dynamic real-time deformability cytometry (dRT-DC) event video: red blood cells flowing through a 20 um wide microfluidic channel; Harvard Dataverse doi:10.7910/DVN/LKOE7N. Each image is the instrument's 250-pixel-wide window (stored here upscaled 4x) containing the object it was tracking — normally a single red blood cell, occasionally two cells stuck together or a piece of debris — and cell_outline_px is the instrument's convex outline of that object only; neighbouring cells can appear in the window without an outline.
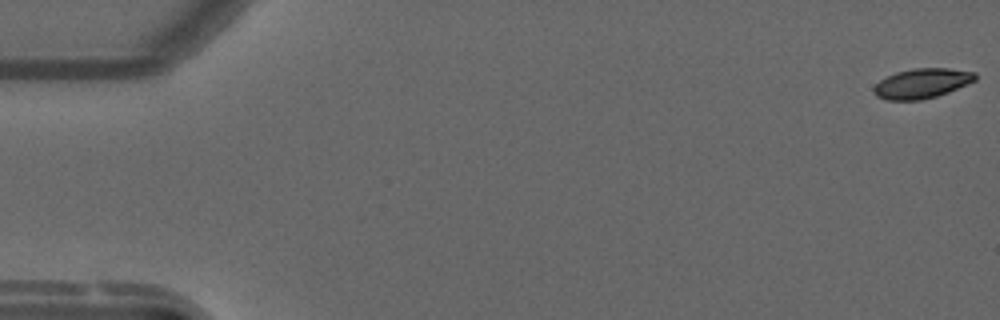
{"species": "common noctule bat (a hibernating species)", "species_latin": "Nyctalus noctula", "temperature_condition": "warm", "stored_images_in_passage": 55, "camera_frame_rate_fps": 3000, "um_per_image_px": 0.085, "animal": {"sex": "male", "forearm_length_mm": 52.5}, "frame": {"image": 1, "passage_image": 1, "time_ms": 0.0, "image_size_px": [1000, 320], "cell_outline_px": [[976, 80], [948, 92], [936, 96], [920, 100], [888, 100], [876, 96], [872, 88], [880, 80], [896, 72], [912, 68], [948, 68], [976, 72]], "centroid_in_image_um": [78.36, 7.08], "position_along_channel_um": 6.6, "area_um2": 17.57}}
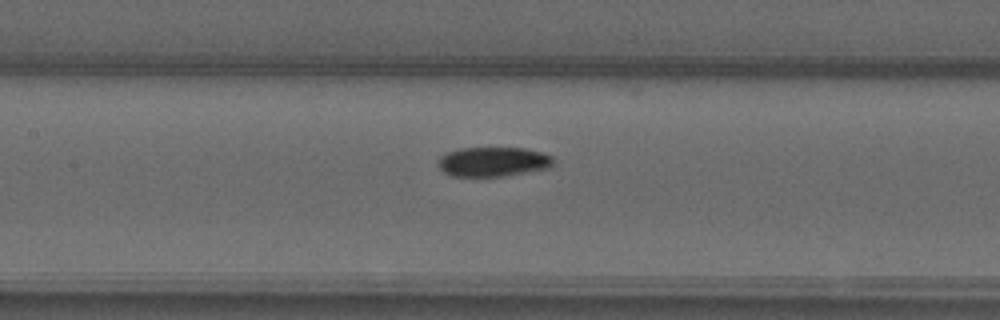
{"frame": {"image": 2, "passage_image": 26, "time_ms": 8.333, "image_size_px": [1000, 320], "cell_outline_px": [[556, 160], [552, 168], [504, 176], [452, 176], [444, 172], [440, 168], [440, 156], [448, 152], [460, 148], [524, 148], [544, 152], [552, 156]], "centroid_in_image_um": [42.01, 13.75], "position_along_channel_um": 165.4, "area_um2": 20.0}}
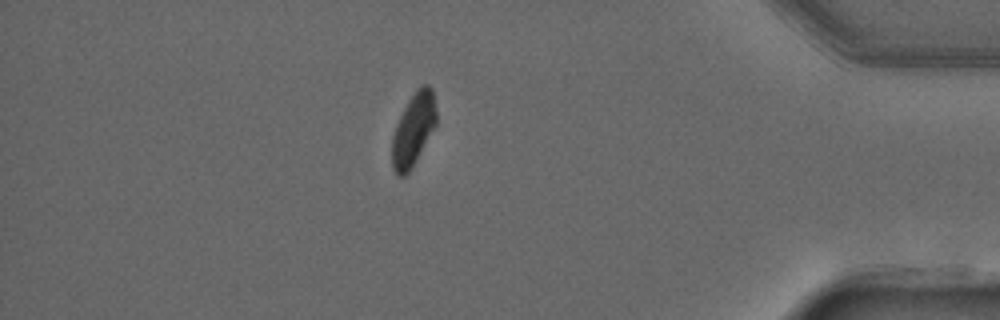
{"frame": {"image": 3, "passage_image": 48, "time_ms": 15.667, "image_size_px": [1000, 320], "cell_outline_px": [[436, 124], [412, 168], [404, 176], [396, 176], [392, 168], [392, 136], [396, 124], [408, 100], [416, 88], [424, 84], [428, 84], [432, 88], [436, 112]], "centroid_in_image_um": [35.12, 11.01], "position_along_channel_um": 400.1, "area_um2": 18.73}, "authors_computed_cell_mechanics": {"area_um2": 19.5364, "velocity_mm_per_s": 3.7413, "shape_relaxation_time_tau1_ms": 7.7942, "shape_relaxation_time_tau2_ms": null, "deformation_change_tau1": 0.1697, "deformation_change_tau2": null}}